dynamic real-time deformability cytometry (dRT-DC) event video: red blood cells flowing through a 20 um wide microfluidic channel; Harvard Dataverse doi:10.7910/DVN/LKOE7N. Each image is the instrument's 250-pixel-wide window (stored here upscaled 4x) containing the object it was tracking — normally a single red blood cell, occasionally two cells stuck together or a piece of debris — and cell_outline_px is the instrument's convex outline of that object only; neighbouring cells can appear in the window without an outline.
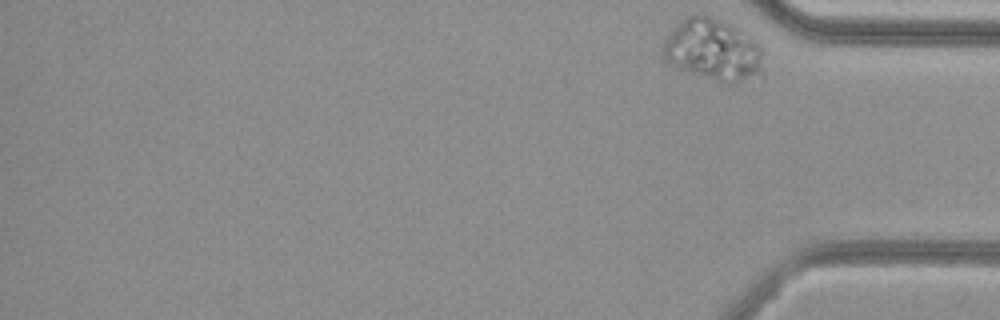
{"species": "common noctule bat (a hibernating species)", "species_latin": "Nyctalus noctula", "temperature_condition": "cold", "stored_images_in_passage": 51, "segment_of_instrument_passage": [2, 2], "camera_frame_rate_fps": 3000, "um_per_image_px": 0.085, "animal": {"sex": "female", "body_mass_g": 29.2, "forearm_length_mm": 56.3}, "frame": {"image": 1, "passage_image": 51, "time_ms": 16.667, "image_size_px": [1000, 320], "cell_outline_px": [[764, 76], [732, 84], [720, 84], [676, 68], [668, 64], [660, 56], [660, 52], [664, 40], [676, 24], [680, 20], [692, 12], [704, 12], [732, 24], [748, 36], [764, 52]], "centroid_in_image_um": [60.59, 4.26], "position_along_channel_um": 374.6, "area_um2": 37.86}}